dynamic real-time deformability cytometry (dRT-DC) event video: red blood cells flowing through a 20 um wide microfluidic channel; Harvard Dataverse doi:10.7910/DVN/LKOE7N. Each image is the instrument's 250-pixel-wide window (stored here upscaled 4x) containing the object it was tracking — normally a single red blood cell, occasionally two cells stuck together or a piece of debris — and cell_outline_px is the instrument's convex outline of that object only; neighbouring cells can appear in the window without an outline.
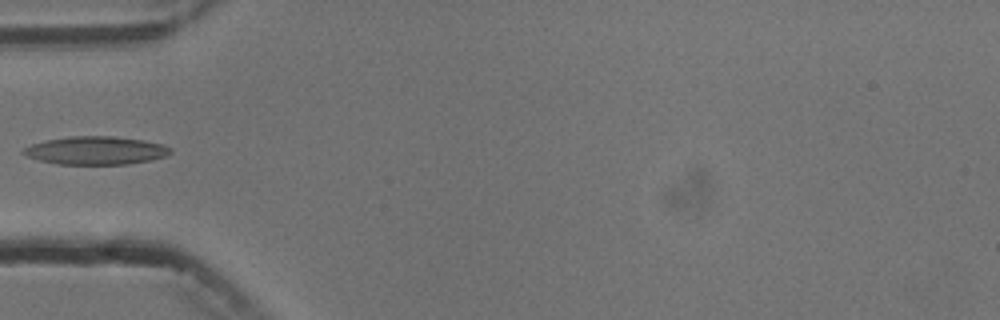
{"species": "common noctule bat (a hibernating species)", "species_latin": "Nyctalus noctula", "temperature_condition": "cold", "stored_images_in_passage": 6, "camera_frame_rate_fps": 3000, "um_per_image_px": 0.085, "animal": {"sex": "male", "body_mass_g": 13.3}, "frame": {"image": 1, "passage_image": 5, "time_ms": 5.667, "image_size_px": [1000, 320], "cell_outline_px": [[172, 152], [164, 156], [152, 160], [128, 164], [56, 164], [40, 160], [28, 156], [20, 152], [24, 148], [32, 144], [44, 140], [72, 136], [112, 136], [144, 140], [160, 144], [172, 148]], "centroid_in_image_um": [8.14, 12.79], "position_along_channel_um": 76.9, "area_um2": 24.04}}
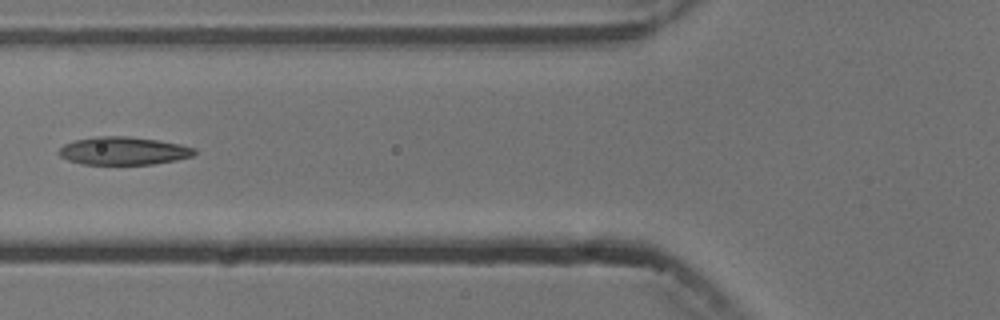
{"frame": {"image": 2, "passage_image": 6, "time_ms": 6.667, "image_size_px": [1000, 320], "cell_outline_px": [[196, 152], [192, 156], [176, 160], [152, 164], [80, 164], [68, 160], [60, 156], [56, 152], [64, 144], [76, 140], [96, 136], [128, 136], [160, 140], [180, 144], [196, 148]], "centroid_in_image_um": [10.49, 12.82], "position_along_channel_um": 115.3, "area_um2": 22.2}}